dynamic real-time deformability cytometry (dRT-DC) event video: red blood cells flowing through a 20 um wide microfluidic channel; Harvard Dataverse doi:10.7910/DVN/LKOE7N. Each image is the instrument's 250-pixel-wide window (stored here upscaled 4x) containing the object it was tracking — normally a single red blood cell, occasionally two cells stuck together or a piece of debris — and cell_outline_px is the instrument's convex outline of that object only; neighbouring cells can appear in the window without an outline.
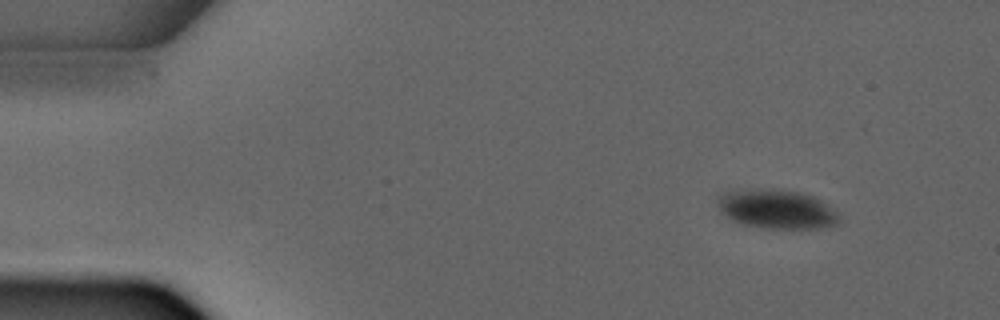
{"species": "common noctule bat (a hibernating species)", "species_latin": "Nyctalus noctula", "temperature_condition": "warm", "stored_images_in_passage": 3, "camera_frame_rate_fps": 3000, "um_per_image_px": 0.085, "animal": {"sex": "male", "forearm_length_mm": 52.5}, "frame": {"image": 1, "passage_image": 1, "time_ms": 0.0, "image_size_px": [1000, 320], "cell_outline_px": [[840, 224], [820, 228], [764, 228], [744, 224], [732, 220], [720, 212], [716, 200], [716, 196], [724, 192], [776, 188], [800, 192], [812, 196], [820, 200], [836, 212], [840, 216]], "centroid_in_image_um": [66.01, 17.78], "position_along_channel_um": 19.0, "area_um2": 27.69}}